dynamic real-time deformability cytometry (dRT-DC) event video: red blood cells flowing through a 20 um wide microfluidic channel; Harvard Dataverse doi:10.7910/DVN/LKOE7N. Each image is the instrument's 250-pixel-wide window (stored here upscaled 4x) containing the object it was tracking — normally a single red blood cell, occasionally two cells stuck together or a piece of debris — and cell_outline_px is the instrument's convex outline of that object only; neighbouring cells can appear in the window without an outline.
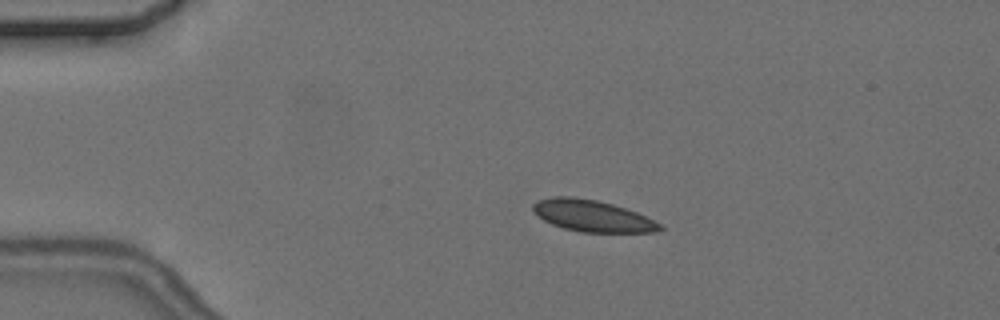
{"species": "common noctule bat (a hibernating species)", "species_latin": "Nyctalus noctula", "temperature_condition": "cold", "stored_images_in_passage": 6, "camera_frame_rate_fps": 3000, "um_per_image_px": 0.085, "animal": {"sex": "female", "body_mass_g": 24.6, "forearm_length_mm": 56.2}, "frame": {"image": 1, "passage_image": 3, "time_ms": 2.333, "image_size_px": [1000, 320], "cell_outline_px": [[664, 228], [660, 232], [580, 232], [564, 228], [552, 224], [536, 216], [532, 212], [532, 204], [540, 200], [552, 196], [572, 196], [596, 200], [612, 204], [636, 212], [660, 224]], "centroid_in_image_um": [50.3, 18.35], "position_along_channel_um": 34.7, "area_um2": 23.29}}
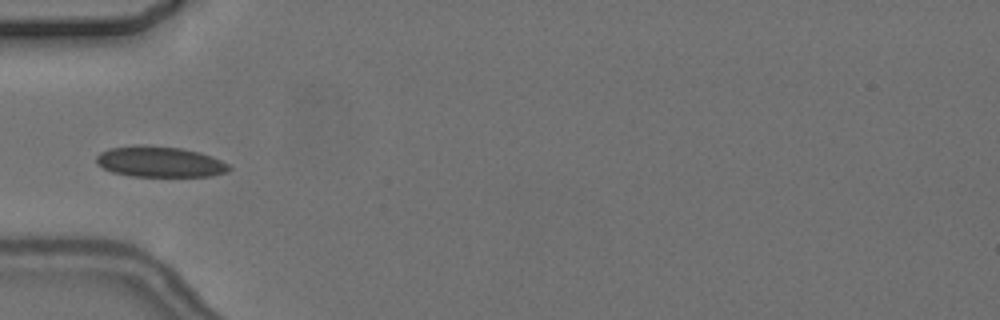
{"frame": {"image": 2, "passage_image": 5, "time_ms": 4.667, "image_size_px": [1000, 320], "cell_outline_px": [[232, 168], [228, 172], [212, 176], [132, 176], [112, 172], [96, 164], [96, 156], [100, 152], [108, 148], [136, 144], [180, 148], [200, 152], [212, 156], [228, 164]], "centroid_in_image_um": [13.57, 13.74], "position_along_channel_um": 71.4, "area_um2": 23.93}}